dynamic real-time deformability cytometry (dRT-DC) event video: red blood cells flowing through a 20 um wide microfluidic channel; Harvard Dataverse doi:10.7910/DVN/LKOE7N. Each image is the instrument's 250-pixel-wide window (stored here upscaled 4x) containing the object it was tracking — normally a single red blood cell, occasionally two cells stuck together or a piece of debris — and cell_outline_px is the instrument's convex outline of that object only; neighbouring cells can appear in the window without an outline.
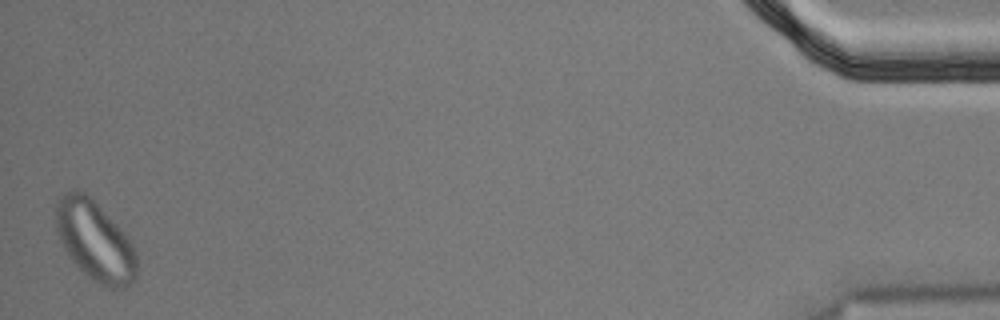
{"species": "Egyptian fruit bat (a non-hibernating species)", "species_latin": "Rousettus aegyptiacus", "temperature_condition": "cold", "stored_images_in_passage": 56, "segment_of_instrument_passage": [2, 2], "camera_frame_rate_fps": 3000, "um_per_image_px": 0.085, "animal": {"sex": "male"}, "frame": {"image": 1, "passage_image": 56, "time_ms": 18.333, "image_size_px": [1000, 320], "cell_outline_px": [[136, 276], [124, 288], [108, 288], [92, 280], [72, 260], [64, 248], [56, 232], [56, 204], [60, 196], [76, 188], [92, 196], [128, 236], [136, 252]], "centroid_in_image_um": [8.07, 20.43], "position_along_channel_um": 427.1, "area_um2": 37.69}}